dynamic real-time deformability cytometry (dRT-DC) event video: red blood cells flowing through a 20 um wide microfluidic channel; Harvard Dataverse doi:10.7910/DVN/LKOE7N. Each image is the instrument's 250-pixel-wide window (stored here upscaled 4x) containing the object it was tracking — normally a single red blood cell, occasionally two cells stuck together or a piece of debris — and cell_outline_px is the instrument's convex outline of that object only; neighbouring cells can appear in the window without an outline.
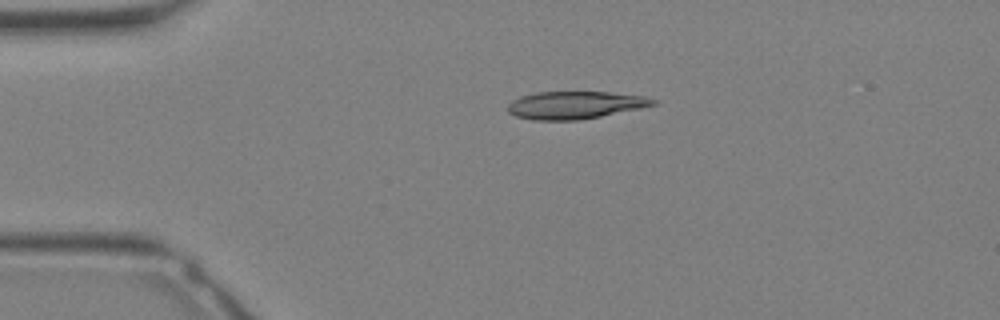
{"species": "Egyptian fruit bat (a non-hibernating species)", "species_latin": "Rousettus aegyptiacus", "temperature_condition": "warm", "stored_images_in_passage": 32, "camera_frame_rate_fps": 3000, "um_per_image_px": 0.085, "animal": {"sex": "female"}, "frame": {"image": 1, "passage_image": 7, "time_ms": 2.0, "image_size_px": [1000, 320], "cell_outline_px": [[656, 104], [640, 108], [580, 120], [532, 120], [516, 116], [508, 112], [508, 104], [512, 100], [520, 96], [536, 92], [608, 92], [644, 96], [656, 100]], "centroid_in_image_um": [48.84, 8.93], "position_along_channel_um": 36.2, "area_um2": 23.24}}
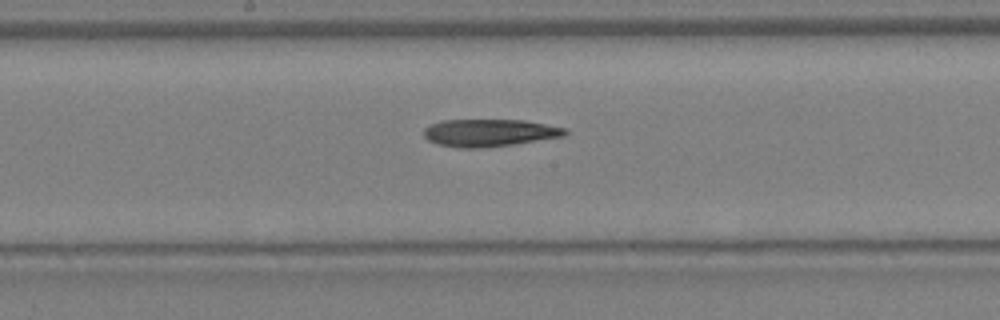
{"frame": {"image": 2, "passage_image": 17, "time_ms": 5.333, "image_size_px": [1000, 320], "cell_outline_px": [[568, 132], [564, 136], [516, 144], [480, 148], [460, 148], [440, 144], [428, 140], [424, 136], [424, 128], [440, 120], [524, 120], [568, 128]], "centroid_in_image_um": [41.63, 11.28], "position_along_channel_um": 206.6, "area_um2": 22.6}}
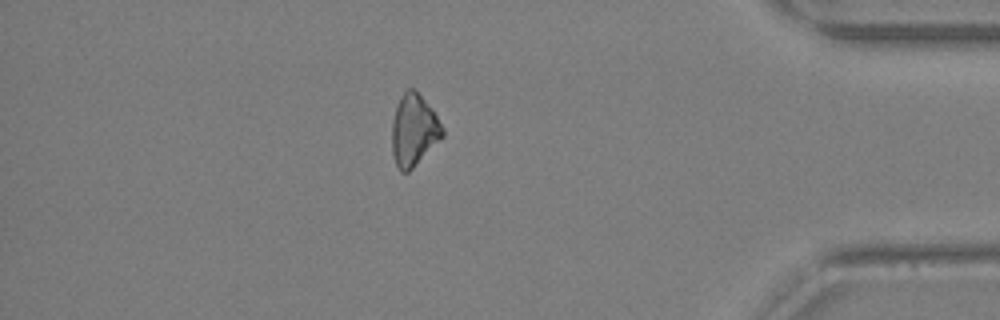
{"frame": {"image": 3, "passage_image": 28, "time_ms": 9.0, "image_size_px": [1000, 320], "cell_outline_px": [[444, 136], [408, 172], [400, 172], [396, 164], [392, 152], [392, 120], [400, 96], [408, 88], [412, 88], [432, 108], [444, 128]], "centroid_in_image_um": [35.17, 11.07], "position_along_channel_um": 400.0, "area_um2": 20.92}}